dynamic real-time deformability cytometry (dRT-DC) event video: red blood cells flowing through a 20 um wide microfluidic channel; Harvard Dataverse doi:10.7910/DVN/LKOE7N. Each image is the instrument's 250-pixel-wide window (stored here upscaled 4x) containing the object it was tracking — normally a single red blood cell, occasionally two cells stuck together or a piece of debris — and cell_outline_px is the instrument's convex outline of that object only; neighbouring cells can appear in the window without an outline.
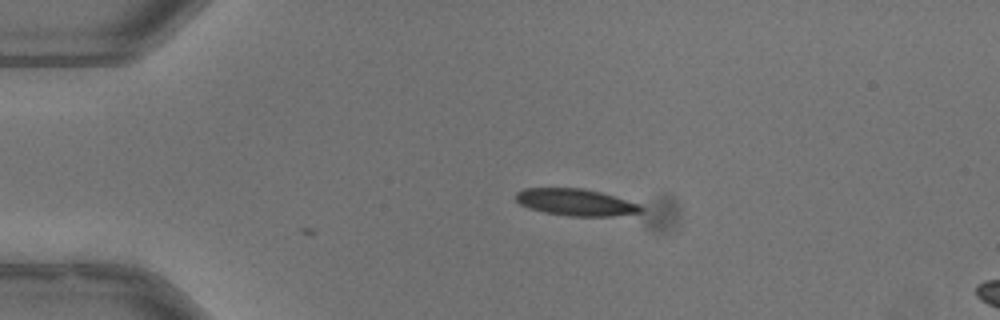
{"species": "common noctule bat (a hibernating species)", "species_latin": "Nyctalus noctula", "temperature_condition": "warm", "stored_images_in_passage": 2, "camera_frame_rate_fps": 3000, "um_per_image_px": 0.085, "animal": {"sex": "male", "body_mass_g": 13.3}, "frame": {"image": 1, "passage_image": 2, "time_ms": 0.333, "image_size_px": [1000, 320], "cell_outline_px": [[644, 208], [640, 212], [612, 216], [568, 216], [544, 212], [528, 208], [520, 204], [516, 200], [516, 192], [524, 188], [580, 188], [600, 192], [640, 204]], "centroid_in_image_um": [48.91, 17.19], "position_along_channel_um": 36.1, "area_um2": 19.48}}